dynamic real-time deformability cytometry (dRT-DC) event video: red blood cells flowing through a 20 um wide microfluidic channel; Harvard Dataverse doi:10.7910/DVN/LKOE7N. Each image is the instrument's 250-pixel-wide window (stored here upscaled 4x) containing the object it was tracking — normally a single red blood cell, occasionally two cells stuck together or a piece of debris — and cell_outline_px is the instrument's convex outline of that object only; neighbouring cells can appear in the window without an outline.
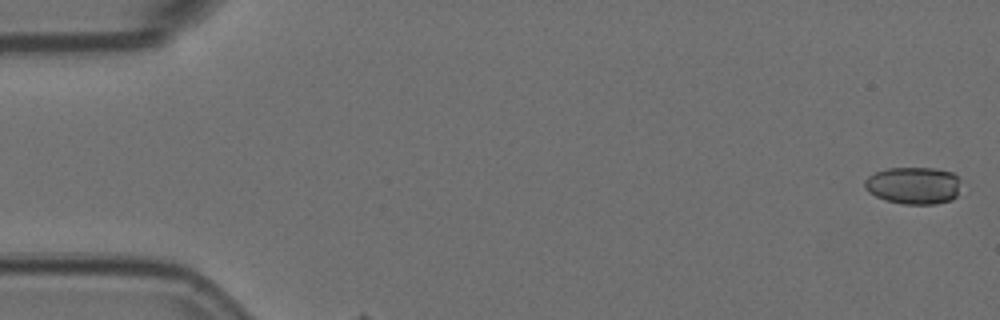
{"species": "Egyptian fruit bat (a non-hibernating species)", "species_latin": "Rousettus aegyptiacus", "temperature_condition": "room temperature", "stored_images_in_passage": 3, "camera_frame_rate_fps": 3000, "um_per_image_px": 0.085, "animal": {"sex": "female"}, "frame": {"image": 1, "passage_image": 1, "time_ms": 0.0, "image_size_px": [1000, 320], "cell_outline_px": [[968, 192], [964, 196], [952, 200], [936, 204], [904, 204], [884, 200], [868, 192], [864, 188], [864, 180], [868, 176], [876, 172], [888, 168], [936, 168], [952, 172], [968, 184]], "centroid_in_image_um": [77.85, 15.78], "position_along_channel_um": 7.1, "area_um2": 22.2}}